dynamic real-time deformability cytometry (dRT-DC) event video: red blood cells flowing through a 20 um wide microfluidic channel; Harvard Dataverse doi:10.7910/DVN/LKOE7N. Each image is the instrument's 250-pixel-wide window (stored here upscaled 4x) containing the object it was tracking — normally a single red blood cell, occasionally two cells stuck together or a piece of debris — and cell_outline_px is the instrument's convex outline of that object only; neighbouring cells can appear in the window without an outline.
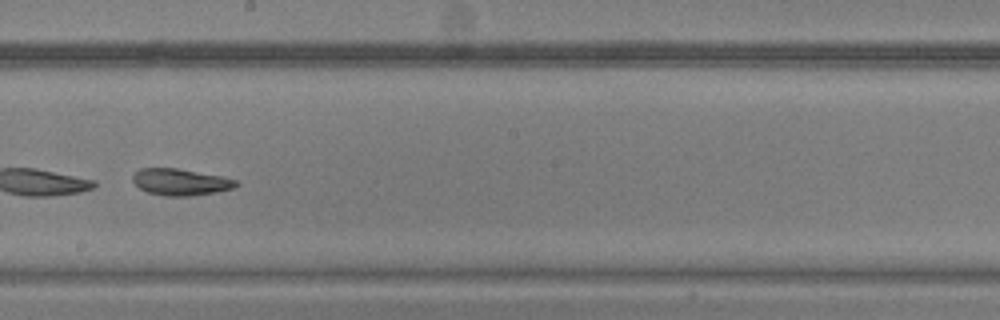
{"species": "common noctule bat (a hibernating species)", "species_latin": "Nyctalus noctula", "temperature_condition": "warm", "stored_images_in_passage": 47, "camera_frame_rate_fps": 3000, "um_per_image_px": 0.085, "animal": {"sex": "male", "body_mass_g": 20.5, "forearm_length_mm": 52.5}, "frame": {"image": 1, "passage_image": 27, "time_ms": 8.667, "image_size_px": [1000, 320], "cell_outline_px": [[240, 184], [232, 188], [216, 192], [188, 196], [164, 196], [148, 192], [140, 188], [132, 180], [132, 176], [140, 168], [176, 168], [224, 176], [236, 180]], "centroid_in_image_um": [15.36, 15.46], "position_along_channel_um": 232.8, "area_um2": 16.01}}